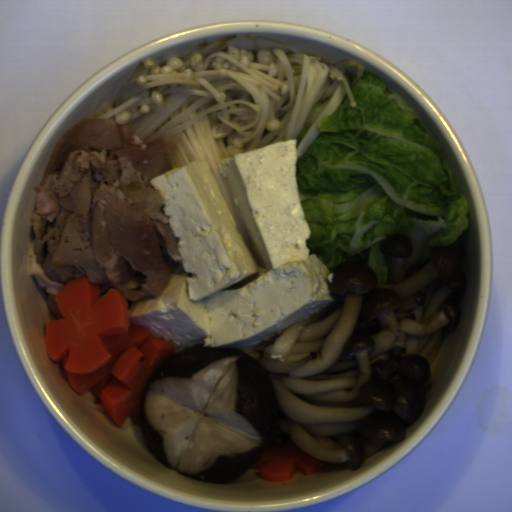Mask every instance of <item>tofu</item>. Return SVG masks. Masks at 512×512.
Returning <instances> with one entry per match:
<instances>
[{
	"label": "tofu",
	"mask_w": 512,
	"mask_h": 512,
	"mask_svg": "<svg viewBox=\"0 0 512 512\" xmlns=\"http://www.w3.org/2000/svg\"><path fill=\"white\" fill-rule=\"evenodd\" d=\"M298 139L221 160L253 253L246 246L205 160L166 170L149 184L177 242L181 272L155 297L127 301L132 326H144L174 351L193 345L248 352L291 324L345 304L334 274L310 254L312 230L297 182ZM310 254V255H309Z\"/></svg>",
	"instance_id": "5b9d583a"
}]
</instances>
